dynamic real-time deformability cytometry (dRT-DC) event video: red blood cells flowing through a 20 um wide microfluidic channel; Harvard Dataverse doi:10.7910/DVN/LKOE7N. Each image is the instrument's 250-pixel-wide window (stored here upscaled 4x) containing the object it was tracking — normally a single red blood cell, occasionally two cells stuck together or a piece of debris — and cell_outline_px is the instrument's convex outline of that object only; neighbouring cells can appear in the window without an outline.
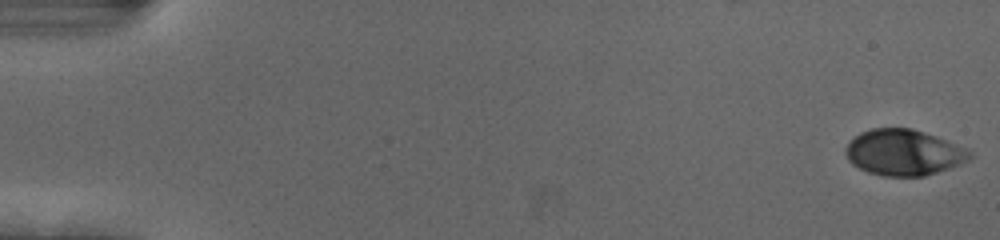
{"species": "human", "species_latin": "Homo sapiens", "temperature_condition": "cold", "stored_images_in_passage": 55, "camera_frame_rate_fps": 3000, "um_per_image_px": 0.085, "donor": {"sex": "female"}, "frame": {"image": 1, "passage_image": 1, "time_ms": 0.0, "image_size_px": [1000, 240], "cell_outline_px": [[972, 156], [968, 160], [948, 168], [924, 176], [884, 176], [868, 172], [852, 164], [848, 160], [844, 152], [844, 148], [860, 132], [872, 128], [912, 128], [936, 136], [964, 148], [972, 152]], "centroid_in_image_um": [76.77, 12.96], "position_along_channel_um": 8.2, "area_um2": 32.95}}
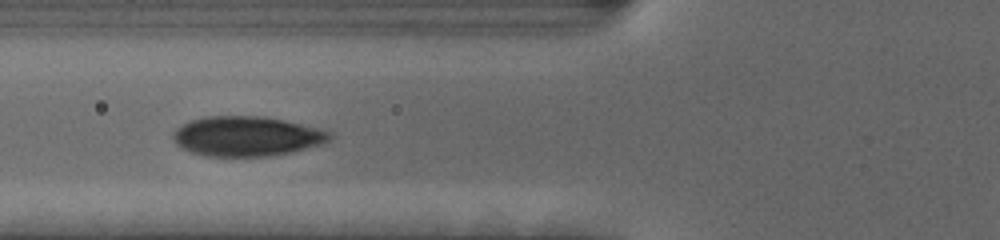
{"frame": {"image": 2, "passage_image": 22, "time_ms": 7.0, "image_size_px": [1000, 240], "cell_outline_px": [[332, 136], [324, 144], [292, 152], [272, 156], [204, 156], [192, 152], [176, 144], [172, 140], [172, 132], [176, 128], [192, 120], [208, 116], [260, 116], [300, 124], [332, 132]], "centroid_in_image_um": [20.96, 11.59], "position_along_channel_um": 104.8, "area_um2": 36.18}}
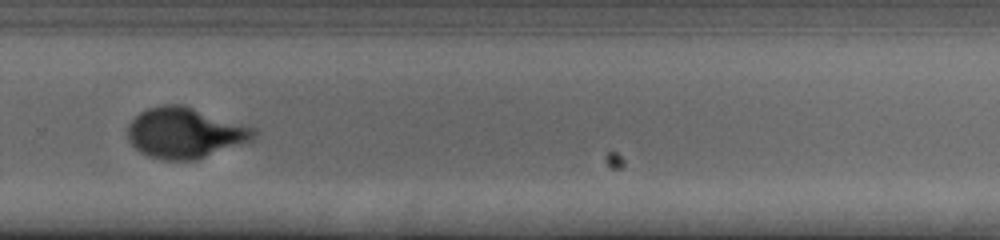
{"frame": {"image": 3, "passage_image": 39, "time_ms": 12.667, "image_size_px": [1000, 240], "cell_outline_px": [[256, 136], [252, 140], [196, 160], [164, 160], [148, 156], [140, 152], [128, 140], [128, 124], [140, 112], [148, 108], [164, 104], [184, 104], [256, 128]], "centroid_in_image_um": [15.72, 11.28], "position_along_channel_um": 314.1, "area_um2": 37.28}, "authors_computed_cell_mechanics": {"area_um2": 35.6626, "velocity_mm_per_s": 3.7083, "shape_relaxation_time_tau1_ms": 3.3835, "shape_relaxation_time_tau2_ms": null, "deformation_change_tau1": 0.1655, "deformation_change_tau2": null}}